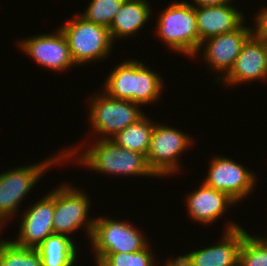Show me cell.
<instances>
[{
    "label": "cell",
    "mask_w": 267,
    "mask_h": 266,
    "mask_svg": "<svg viewBox=\"0 0 267 266\" xmlns=\"http://www.w3.org/2000/svg\"><path fill=\"white\" fill-rule=\"evenodd\" d=\"M165 266H187V264L181 259L180 256H177V258L167 260Z\"/></svg>",
    "instance_id": "27"
},
{
    "label": "cell",
    "mask_w": 267,
    "mask_h": 266,
    "mask_svg": "<svg viewBox=\"0 0 267 266\" xmlns=\"http://www.w3.org/2000/svg\"><path fill=\"white\" fill-rule=\"evenodd\" d=\"M125 0H91L83 14L86 21L109 28Z\"/></svg>",
    "instance_id": "23"
},
{
    "label": "cell",
    "mask_w": 267,
    "mask_h": 266,
    "mask_svg": "<svg viewBox=\"0 0 267 266\" xmlns=\"http://www.w3.org/2000/svg\"><path fill=\"white\" fill-rule=\"evenodd\" d=\"M99 94L91 97L89 108L90 125L92 130L94 129L93 132L100 134L98 139H112L119 131L144 115L138 103L116 99L105 92Z\"/></svg>",
    "instance_id": "6"
},
{
    "label": "cell",
    "mask_w": 267,
    "mask_h": 266,
    "mask_svg": "<svg viewBox=\"0 0 267 266\" xmlns=\"http://www.w3.org/2000/svg\"><path fill=\"white\" fill-rule=\"evenodd\" d=\"M209 164L203 183L227 193L237 203L255 189L258 178L243 165L222 156L214 157Z\"/></svg>",
    "instance_id": "10"
},
{
    "label": "cell",
    "mask_w": 267,
    "mask_h": 266,
    "mask_svg": "<svg viewBox=\"0 0 267 266\" xmlns=\"http://www.w3.org/2000/svg\"><path fill=\"white\" fill-rule=\"evenodd\" d=\"M237 203L227 193L211 188L204 183L187 196L188 214L195 222H215L230 205Z\"/></svg>",
    "instance_id": "17"
},
{
    "label": "cell",
    "mask_w": 267,
    "mask_h": 266,
    "mask_svg": "<svg viewBox=\"0 0 267 266\" xmlns=\"http://www.w3.org/2000/svg\"><path fill=\"white\" fill-rule=\"evenodd\" d=\"M106 78L104 92L110 97L138 103L156 102L162 94V77L138 60L123 61Z\"/></svg>",
    "instance_id": "1"
},
{
    "label": "cell",
    "mask_w": 267,
    "mask_h": 266,
    "mask_svg": "<svg viewBox=\"0 0 267 266\" xmlns=\"http://www.w3.org/2000/svg\"><path fill=\"white\" fill-rule=\"evenodd\" d=\"M20 50L32 57L40 66L53 71H65L75 63L72 60L66 37L60 28L53 34L36 35L21 40Z\"/></svg>",
    "instance_id": "11"
},
{
    "label": "cell",
    "mask_w": 267,
    "mask_h": 266,
    "mask_svg": "<svg viewBox=\"0 0 267 266\" xmlns=\"http://www.w3.org/2000/svg\"><path fill=\"white\" fill-rule=\"evenodd\" d=\"M70 236L49 235L37 248L42 266H73L77 258L76 245Z\"/></svg>",
    "instance_id": "19"
},
{
    "label": "cell",
    "mask_w": 267,
    "mask_h": 266,
    "mask_svg": "<svg viewBox=\"0 0 267 266\" xmlns=\"http://www.w3.org/2000/svg\"><path fill=\"white\" fill-rule=\"evenodd\" d=\"M141 233L129 222L96 218L89 238L96 262L107 253H135L144 249L149 243Z\"/></svg>",
    "instance_id": "7"
},
{
    "label": "cell",
    "mask_w": 267,
    "mask_h": 266,
    "mask_svg": "<svg viewBox=\"0 0 267 266\" xmlns=\"http://www.w3.org/2000/svg\"><path fill=\"white\" fill-rule=\"evenodd\" d=\"M190 135L172 127L156 123L146 160L156 177L179 172V155L193 143Z\"/></svg>",
    "instance_id": "8"
},
{
    "label": "cell",
    "mask_w": 267,
    "mask_h": 266,
    "mask_svg": "<svg viewBox=\"0 0 267 266\" xmlns=\"http://www.w3.org/2000/svg\"><path fill=\"white\" fill-rule=\"evenodd\" d=\"M195 3V7H201V6H217V5H223L226 3H231L232 0H193Z\"/></svg>",
    "instance_id": "26"
},
{
    "label": "cell",
    "mask_w": 267,
    "mask_h": 266,
    "mask_svg": "<svg viewBox=\"0 0 267 266\" xmlns=\"http://www.w3.org/2000/svg\"><path fill=\"white\" fill-rule=\"evenodd\" d=\"M238 266H267V243L261 237H252L244 230Z\"/></svg>",
    "instance_id": "22"
},
{
    "label": "cell",
    "mask_w": 267,
    "mask_h": 266,
    "mask_svg": "<svg viewBox=\"0 0 267 266\" xmlns=\"http://www.w3.org/2000/svg\"><path fill=\"white\" fill-rule=\"evenodd\" d=\"M244 24L232 32L208 38L200 44L198 52L204 46L203 60L211 65L210 69L212 67L214 71H226L222 76L215 77L218 78L215 79L216 82L220 83L225 74L233 68L244 43L252 35V28Z\"/></svg>",
    "instance_id": "12"
},
{
    "label": "cell",
    "mask_w": 267,
    "mask_h": 266,
    "mask_svg": "<svg viewBox=\"0 0 267 266\" xmlns=\"http://www.w3.org/2000/svg\"><path fill=\"white\" fill-rule=\"evenodd\" d=\"M267 78V49L263 39L253 34L244 43L233 68L220 82L228 86Z\"/></svg>",
    "instance_id": "15"
},
{
    "label": "cell",
    "mask_w": 267,
    "mask_h": 266,
    "mask_svg": "<svg viewBox=\"0 0 267 266\" xmlns=\"http://www.w3.org/2000/svg\"><path fill=\"white\" fill-rule=\"evenodd\" d=\"M0 266H42V260L36 249L3 239L0 241Z\"/></svg>",
    "instance_id": "21"
},
{
    "label": "cell",
    "mask_w": 267,
    "mask_h": 266,
    "mask_svg": "<svg viewBox=\"0 0 267 266\" xmlns=\"http://www.w3.org/2000/svg\"><path fill=\"white\" fill-rule=\"evenodd\" d=\"M266 243H267V237L264 238V237H261Z\"/></svg>",
    "instance_id": "29"
},
{
    "label": "cell",
    "mask_w": 267,
    "mask_h": 266,
    "mask_svg": "<svg viewBox=\"0 0 267 266\" xmlns=\"http://www.w3.org/2000/svg\"><path fill=\"white\" fill-rule=\"evenodd\" d=\"M155 122L143 115L137 121L119 131L111 140L124 149L144 154L148 153Z\"/></svg>",
    "instance_id": "20"
},
{
    "label": "cell",
    "mask_w": 267,
    "mask_h": 266,
    "mask_svg": "<svg viewBox=\"0 0 267 266\" xmlns=\"http://www.w3.org/2000/svg\"><path fill=\"white\" fill-rule=\"evenodd\" d=\"M59 186L54 190V233L69 236L86 226L87 236L91 237L95 219H88L90 199L87 194L68 183Z\"/></svg>",
    "instance_id": "9"
},
{
    "label": "cell",
    "mask_w": 267,
    "mask_h": 266,
    "mask_svg": "<svg viewBox=\"0 0 267 266\" xmlns=\"http://www.w3.org/2000/svg\"><path fill=\"white\" fill-rule=\"evenodd\" d=\"M157 35L169 49L187 56L198 55L199 32L194 4L172 2L157 21Z\"/></svg>",
    "instance_id": "4"
},
{
    "label": "cell",
    "mask_w": 267,
    "mask_h": 266,
    "mask_svg": "<svg viewBox=\"0 0 267 266\" xmlns=\"http://www.w3.org/2000/svg\"><path fill=\"white\" fill-rule=\"evenodd\" d=\"M263 39V42L265 43L266 49H267V38H261Z\"/></svg>",
    "instance_id": "28"
},
{
    "label": "cell",
    "mask_w": 267,
    "mask_h": 266,
    "mask_svg": "<svg viewBox=\"0 0 267 266\" xmlns=\"http://www.w3.org/2000/svg\"><path fill=\"white\" fill-rule=\"evenodd\" d=\"M255 19V29H252V34L258 38H267V7L259 11Z\"/></svg>",
    "instance_id": "25"
},
{
    "label": "cell",
    "mask_w": 267,
    "mask_h": 266,
    "mask_svg": "<svg viewBox=\"0 0 267 266\" xmlns=\"http://www.w3.org/2000/svg\"><path fill=\"white\" fill-rule=\"evenodd\" d=\"M79 151L78 147H71L43 162L16 167L13 170L0 173V229H2L3 223H7V219L9 220L15 215L19 204H21L20 201L24 200L25 195H28L31 189L36 186L42 174L44 175L46 172L45 170L54 166L55 163L57 165V163H62L76 154L79 155Z\"/></svg>",
    "instance_id": "2"
},
{
    "label": "cell",
    "mask_w": 267,
    "mask_h": 266,
    "mask_svg": "<svg viewBox=\"0 0 267 266\" xmlns=\"http://www.w3.org/2000/svg\"><path fill=\"white\" fill-rule=\"evenodd\" d=\"M60 30L67 39L75 66L105 59L113 49L109 28L86 21L78 14L63 24Z\"/></svg>",
    "instance_id": "5"
},
{
    "label": "cell",
    "mask_w": 267,
    "mask_h": 266,
    "mask_svg": "<svg viewBox=\"0 0 267 266\" xmlns=\"http://www.w3.org/2000/svg\"><path fill=\"white\" fill-rule=\"evenodd\" d=\"M150 6L147 0H125L109 27L113 43L117 37L136 35L152 15Z\"/></svg>",
    "instance_id": "18"
},
{
    "label": "cell",
    "mask_w": 267,
    "mask_h": 266,
    "mask_svg": "<svg viewBox=\"0 0 267 266\" xmlns=\"http://www.w3.org/2000/svg\"><path fill=\"white\" fill-rule=\"evenodd\" d=\"M90 148L82 156L76 155V161L91 170L109 175L155 176L144 154L124 149L111 139H98Z\"/></svg>",
    "instance_id": "3"
},
{
    "label": "cell",
    "mask_w": 267,
    "mask_h": 266,
    "mask_svg": "<svg viewBox=\"0 0 267 266\" xmlns=\"http://www.w3.org/2000/svg\"><path fill=\"white\" fill-rule=\"evenodd\" d=\"M197 29L199 32V47L202 41L232 32L244 22V14L230 3L217 6L195 7Z\"/></svg>",
    "instance_id": "16"
},
{
    "label": "cell",
    "mask_w": 267,
    "mask_h": 266,
    "mask_svg": "<svg viewBox=\"0 0 267 266\" xmlns=\"http://www.w3.org/2000/svg\"><path fill=\"white\" fill-rule=\"evenodd\" d=\"M227 228V229H226ZM223 232L219 244L179 255L187 266H238L239 251L244 239V229L230 223Z\"/></svg>",
    "instance_id": "13"
},
{
    "label": "cell",
    "mask_w": 267,
    "mask_h": 266,
    "mask_svg": "<svg viewBox=\"0 0 267 266\" xmlns=\"http://www.w3.org/2000/svg\"><path fill=\"white\" fill-rule=\"evenodd\" d=\"M149 244L135 253H107L97 262V266H156Z\"/></svg>",
    "instance_id": "24"
},
{
    "label": "cell",
    "mask_w": 267,
    "mask_h": 266,
    "mask_svg": "<svg viewBox=\"0 0 267 266\" xmlns=\"http://www.w3.org/2000/svg\"><path fill=\"white\" fill-rule=\"evenodd\" d=\"M25 213V214H24ZM22 214L19 235L13 241L21 247L36 249L49 235L54 234V190Z\"/></svg>",
    "instance_id": "14"
}]
</instances>
